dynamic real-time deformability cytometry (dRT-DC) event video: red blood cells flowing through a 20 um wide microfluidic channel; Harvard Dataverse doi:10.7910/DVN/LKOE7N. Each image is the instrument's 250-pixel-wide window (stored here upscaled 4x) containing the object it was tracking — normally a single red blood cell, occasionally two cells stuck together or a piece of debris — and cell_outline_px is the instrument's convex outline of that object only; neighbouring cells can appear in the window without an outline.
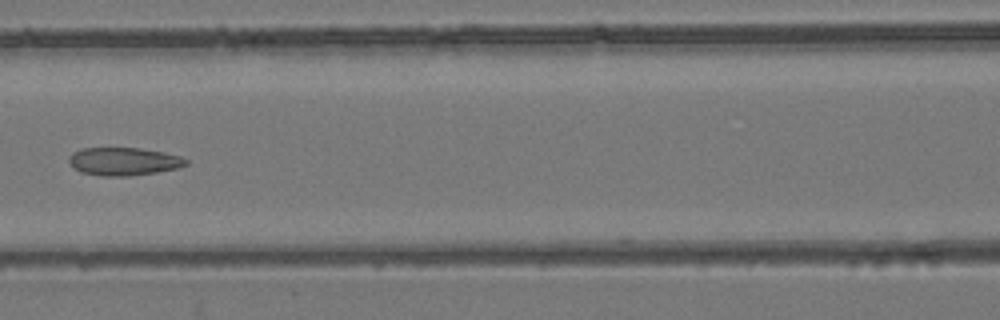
{"species": "common noctule bat (a hibernating species)", "species_latin": "Nyctalus noctula", "temperature_condition": "room temperature", "stored_images_in_passage": 6, "camera_frame_rate_fps": 3000, "um_per_image_px": 0.085, "animal": {"sex": "female", "body_mass_g": 24.6, "forearm_length_mm": 56.2}, "frame": {"image": 1, "passage_image": 6, "time_ms": 5.667, "image_size_px": [1000, 320], "cell_outline_px": [[188, 164], [180, 168], [156, 172], [128, 176], [104, 176], [80, 172], [68, 160], [68, 156], [72, 152], [80, 148], [140, 148], [164, 152], [180, 156], [188, 160]], "centroid_in_image_um": [10.53, 13.71], "position_along_channel_um": 156.1, "area_um2": 19.13}}